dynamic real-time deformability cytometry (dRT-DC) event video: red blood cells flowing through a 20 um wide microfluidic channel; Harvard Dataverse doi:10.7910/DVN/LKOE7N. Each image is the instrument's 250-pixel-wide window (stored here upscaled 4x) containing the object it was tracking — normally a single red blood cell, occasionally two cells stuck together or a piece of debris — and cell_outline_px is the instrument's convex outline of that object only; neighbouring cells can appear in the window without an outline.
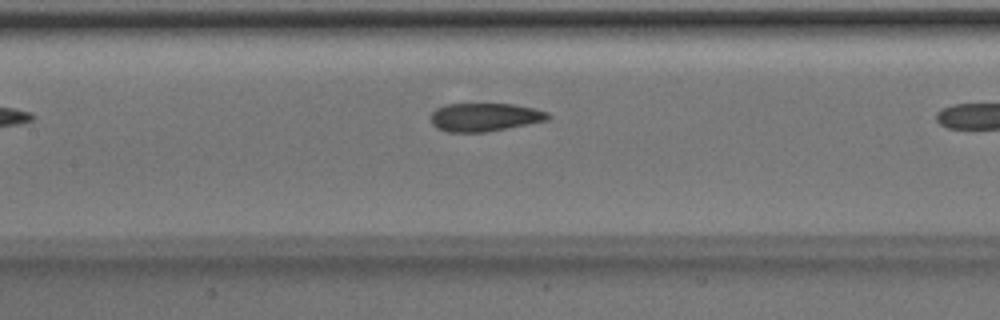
{"species": "Egyptian fruit bat (a non-hibernating species)", "species_latin": "Rousettus aegyptiacus", "temperature_condition": "room temperature", "stored_images_in_passage": 7, "camera_frame_rate_fps": 3000, "um_per_image_px": 0.085, "animal": {"sex": "male"}, "frame": {"image": 1, "passage_image": 6, "time_ms": 1.667, "image_size_px": [1000, 320], "cell_outline_px": [[552, 116], [548, 120], [528, 124], [484, 132], [448, 132], [436, 128], [432, 124], [432, 112], [436, 108], [444, 104], [512, 104], [536, 108], [548, 112]], "centroid_in_image_um": [41.21, 9.95], "position_along_channel_um": 166.2, "area_um2": 19.36}}